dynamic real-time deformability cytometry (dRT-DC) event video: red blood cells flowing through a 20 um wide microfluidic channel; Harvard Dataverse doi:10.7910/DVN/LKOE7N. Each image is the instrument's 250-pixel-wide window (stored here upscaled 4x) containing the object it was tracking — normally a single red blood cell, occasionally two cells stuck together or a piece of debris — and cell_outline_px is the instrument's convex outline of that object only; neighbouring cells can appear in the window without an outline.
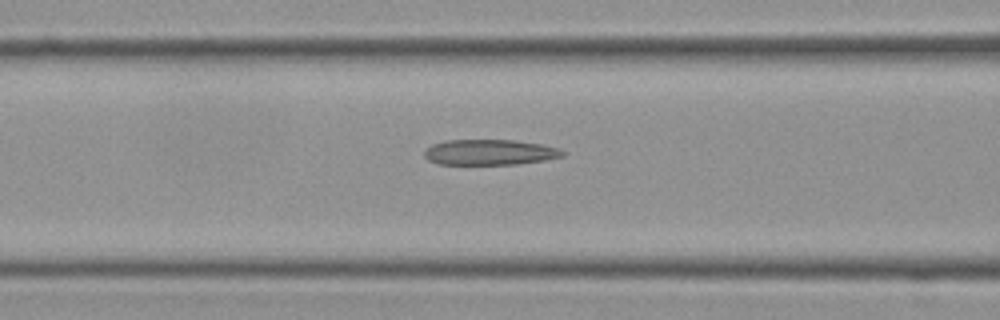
{"species": "Egyptian fruit bat (a non-hibernating species)", "species_latin": "Rousettus aegyptiacus", "temperature_condition": "cold", "stored_images_in_passage": 15, "camera_frame_rate_fps": 3000, "um_per_image_px": 0.085, "frame": {"image": 1, "passage_image": 13, "time_ms": 4.0, "image_size_px": [1000, 320], "cell_outline_px": [[564, 156], [544, 160], [516, 164], [436, 164], [428, 160], [424, 156], [424, 152], [432, 144], [444, 140], [516, 140], [540, 144], [560, 148], [564, 152]], "centroid_in_image_um": [41.61, 12.94], "position_along_channel_um": 125.0, "area_um2": 20.58}}